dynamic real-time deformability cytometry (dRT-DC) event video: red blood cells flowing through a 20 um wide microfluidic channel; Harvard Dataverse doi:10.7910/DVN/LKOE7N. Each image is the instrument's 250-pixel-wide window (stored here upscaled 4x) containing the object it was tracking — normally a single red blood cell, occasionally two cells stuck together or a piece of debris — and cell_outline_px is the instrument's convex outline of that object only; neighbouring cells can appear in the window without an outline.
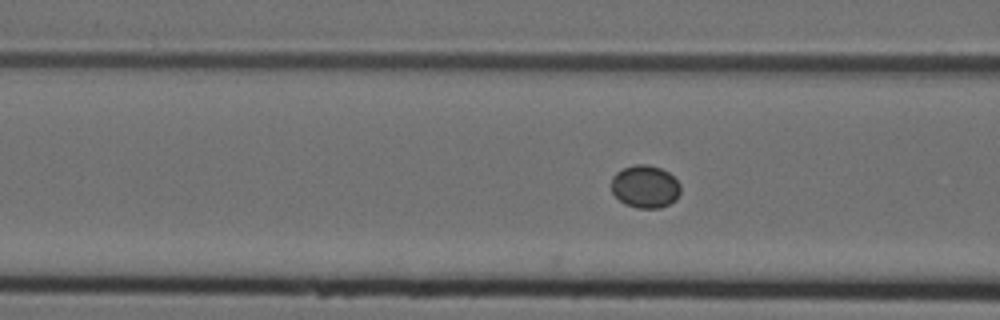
{"species": "Egyptian fruit bat (a non-hibernating species)", "species_latin": "Rousettus aegyptiacus", "temperature_condition": "cold", "stored_images_in_passage": 5, "camera_frame_rate_fps": 3000, "um_per_image_px": 0.085, "animal": {"sex": "female"}, "frame": {"image": 1, "passage_image": 5, "time_ms": 1.333, "image_size_px": [1000, 320], "cell_outline_px": [[680, 192], [676, 200], [660, 208], [636, 208], [624, 204], [612, 192], [612, 176], [616, 172], [624, 168], [636, 164], [648, 164], [660, 168], [668, 172], [680, 184]], "centroid_in_image_um": [54.83, 15.86], "position_along_channel_um": 111.8, "area_um2": 17.22}}